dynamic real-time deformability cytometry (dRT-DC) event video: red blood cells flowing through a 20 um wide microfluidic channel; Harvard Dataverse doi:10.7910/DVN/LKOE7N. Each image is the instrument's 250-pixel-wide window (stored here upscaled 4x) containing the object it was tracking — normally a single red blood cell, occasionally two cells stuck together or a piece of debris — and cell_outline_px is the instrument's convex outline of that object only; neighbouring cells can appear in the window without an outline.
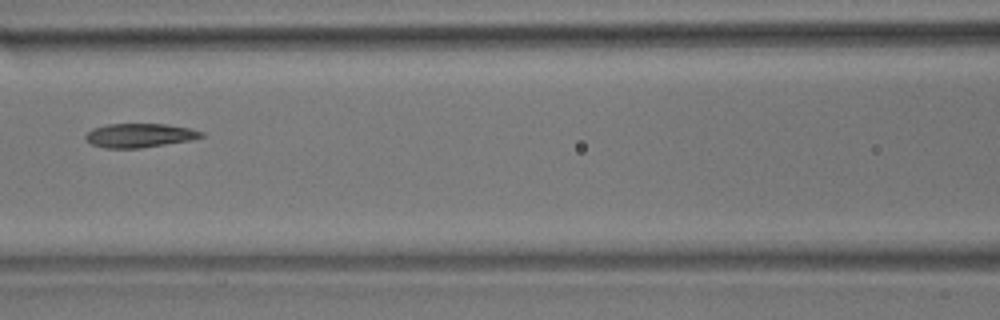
{"species": "common noctule bat (a hibernating species)", "species_latin": "Nyctalus noctula", "temperature_condition": "room temperature", "stored_images_in_passage": 9, "camera_frame_rate_fps": 3000, "um_per_image_px": 0.085, "animal": {"sex": "male", "body_mass_g": 17.9}, "frame": {"image": 1, "passage_image": 6, "time_ms": 1.667, "image_size_px": [1000, 320], "cell_outline_px": [[204, 136], [192, 140], [140, 148], [104, 148], [92, 144], [84, 136], [92, 128], [108, 124], [168, 124], [192, 128], [204, 132]], "centroid_in_image_um": [11.9, 11.5], "position_along_channel_um": 154.7, "area_um2": 16.24}}
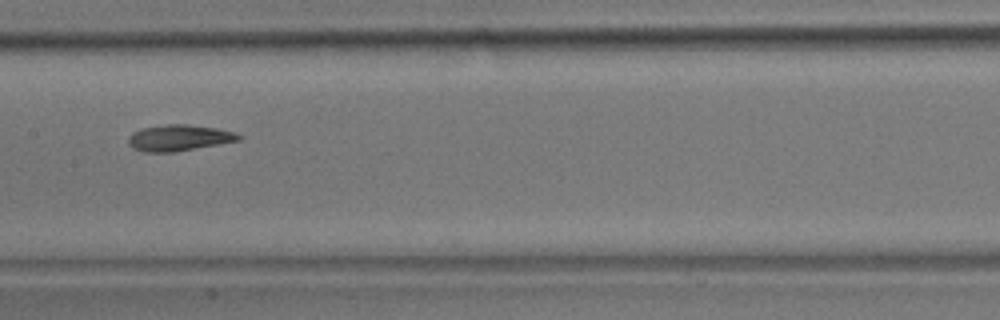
{"frame": {"image": 2, "passage_image": 7, "time_ms": 2.0, "image_size_px": [1000, 320], "cell_outline_px": [[244, 136], [240, 140], [172, 152], [144, 152], [132, 148], [128, 144], [128, 136], [132, 132], [140, 128], [168, 124], [188, 124], [216, 128], [236, 132]], "centroid_in_image_um": [15.19, 11.7], "position_along_channel_um": 192.2, "area_um2": 16.88}}
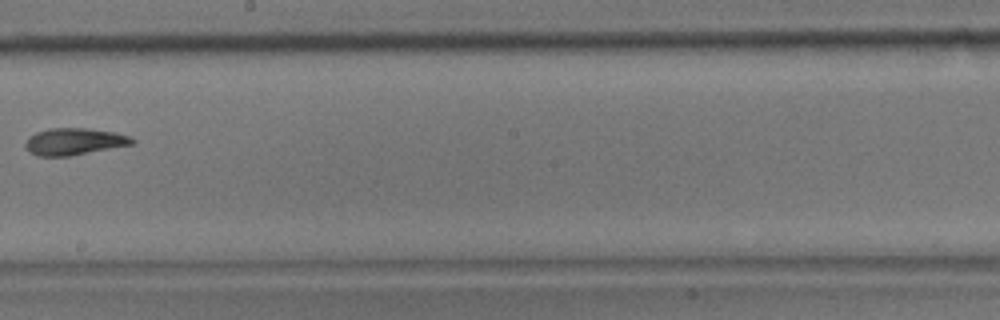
{"frame": {"image": 3, "passage_image": 8, "time_ms": 2.333, "image_size_px": [1000, 320], "cell_outline_px": [[136, 144], [72, 156], [36, 156], [28, 152], [24, 144], [28, 136], [36, 132], [48, 128], [88, 128], [116, 132], [128, 136], [136, 140]], "centroid_in_image_um": [6.31, 12.04], "position_along_channel_um": 241.9, "area_um2": 17.17}}